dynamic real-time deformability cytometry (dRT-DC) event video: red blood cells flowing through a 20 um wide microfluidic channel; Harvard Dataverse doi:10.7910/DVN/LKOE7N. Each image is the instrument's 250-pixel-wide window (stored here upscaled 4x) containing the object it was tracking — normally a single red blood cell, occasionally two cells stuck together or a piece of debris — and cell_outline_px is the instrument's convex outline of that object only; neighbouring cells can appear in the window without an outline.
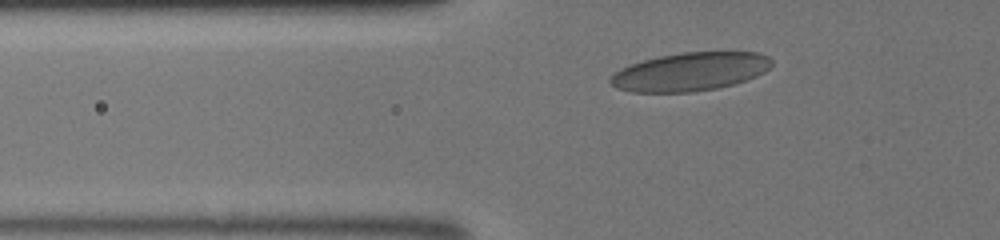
{"species": "human", "species_latin": "Homo sapiens", "temperature_condition": "room temperature", "stored_images_in_passage": 34, "camera_frame_rate_fps": 3000, "um_per_image_px": 0.085, "donor": {"sex": "male"}, "frame": {"image": 1, "passage_image": 6, "time_ms": 1.667, "image_size_px": [1000, 240], "cell_outline_px": [[772, 64], [764, 72], [756, 76], [732, 84], [716, 88], [692, 92], [632, 92], [616, 88], [608, 80], [620, 68], [644, 60], [660, 56], [680, 52], [756, 52], [768, 56], [772, 60]], "centroid_in_image_um": [58.65, 6.09], "position_along_channel_um": 67.1, "area_um2": 35.84}}
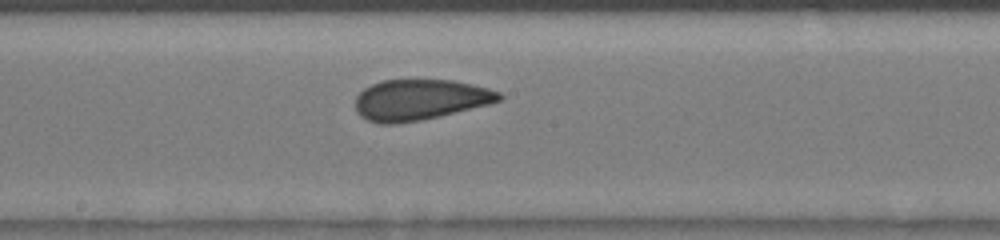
{"frame": {"image": 2, "passage_image": 16, "time_ms": 5.0, "image_size_px": [1000, 240], "cell_outline_px": [[504, 96], [500, 100], [488, 104], [440, 116], [420, 120], [396, 124], [380, 124], [368, 120], [360, 116], [356, 112], [356, 96], [364, 88], [372, 84], [384, 80], [452, 80], [488, 88], [500, 92]], "centroid_in_image_um": [35.67, 8.48], "position_along_channel_um": 212.5, "area_um2": 33.99}}
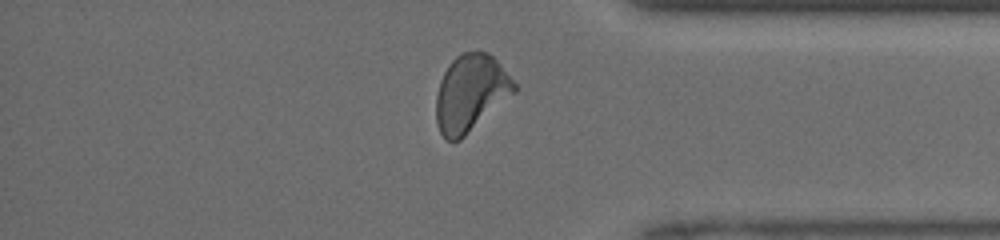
{"frame": {"image": 3, "passage_image": 28, "time_ms": 9.0, "image_size_px": [1000, 240], "cell_outline_px": [[516, 92], [460, 140], [452, 144], [440, 132], [436, 120], [436, 96], [440, 80], [444, 72], [452, 60], [456, 56], [464, 52], [488, 52], [500, 64], [516, 84]], "centroid_in_image_um": [39.99, 7.93], "position_along_channel_um": 395.2, "area_um2": 34.8}}